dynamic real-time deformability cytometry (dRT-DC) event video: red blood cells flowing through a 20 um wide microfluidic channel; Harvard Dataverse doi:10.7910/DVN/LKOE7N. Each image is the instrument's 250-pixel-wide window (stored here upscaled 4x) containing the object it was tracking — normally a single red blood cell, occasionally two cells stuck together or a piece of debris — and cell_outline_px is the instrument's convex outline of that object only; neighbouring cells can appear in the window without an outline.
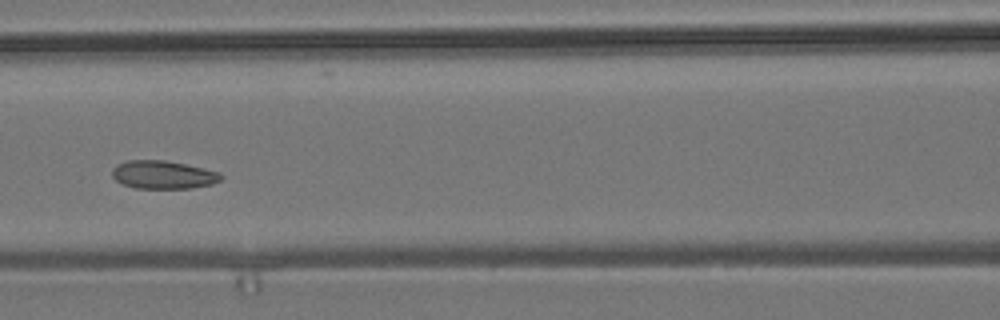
{"species": "common noctule bat (a hibernating species)", "species_latin": "Nyctalus noctula", "temperature_condition": "room temperature", "stored_images_in_passage": 9, "camera_frame_rate_fps": 3000, "um_per_image_px": 0.085, "animal": {"sex": "male", "body_mass_g": 19.2, "forearm_length_mm": 51.8}, "frame": {"image": 1, "passage_image": 6, "time_ms": 6.667, "image_size_px": [1000, 320], "cell_outline_px": [[224, 176], [220, 180], [212, 184], [192, 188], [136, 188], [124, 184], [116, 180], [112, 176], [112, 168], [116, 164], [128, 160], [164, 160], [204, 168], [220, 172]], "centroid_in_image_um": [13.87, 14.85], "position_along_channel_um": 152.7, "area_um2": 17.86}}
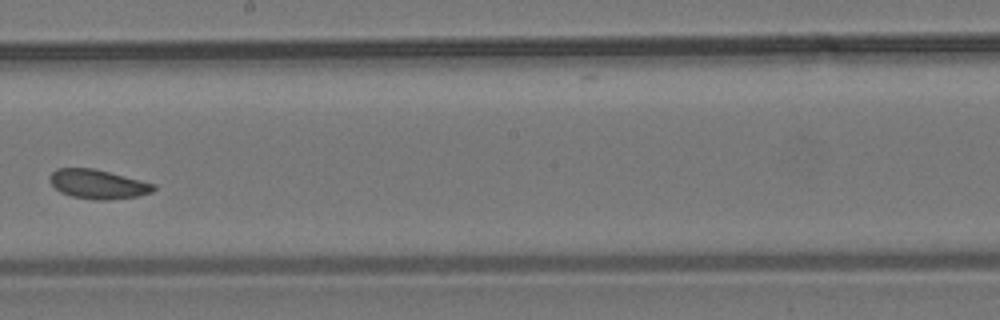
{"frame": {"image": 2, "passage_image": 8, "time_ms": 9.0, "image_size_px": [1000, 320], "cell_outline_px": [[156, 188], [152, 192], [136, 196], [108, 200], [96, 200], [72, 196], [60, 192], [48, 180], [48, 176], [56, 168], [92, 168], [156, 184]], "centroid_in_image_um": [8.29, 15.65], "position_along_channel_um": 239.9, "area_um2": 17.57}}
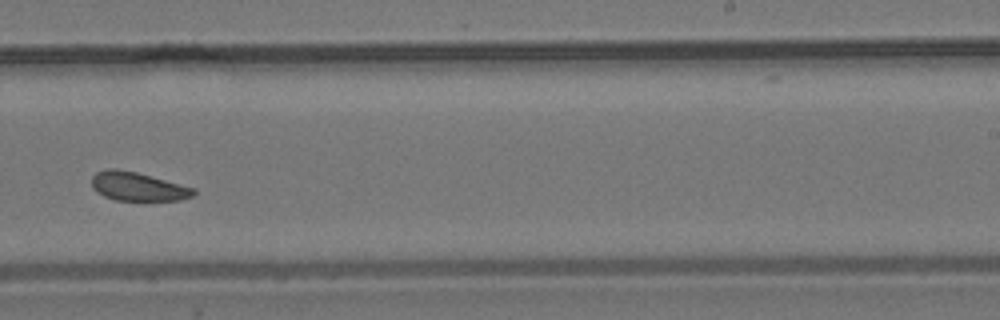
{"frame": {"image": 3, "passage_image": 9, "time_ms": 10.0, "image_size_px": [1000, 320], "cell_outline_px": [[196, 192], [192, 196], [180, 200], [148, 204], [116, 200], [104, 196], [96, 192], [92, 188], [92, 176], [96, 172], [108, 168], [116, 168], [136, 172], [196, 188]], "centroid_in_image_um": [11.74, 15.91], "position_along_channel_um": 277.3, "area_um2": 17.98}}